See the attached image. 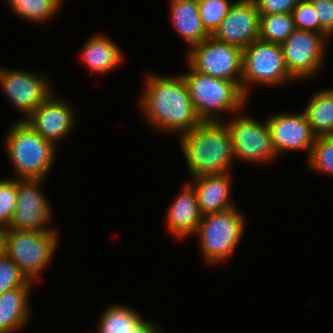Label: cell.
<instances>
[{
    "instance_id": "1",
    "label": "cell",
    "mask_w": 333,
    "mask_h": 333,
    "mask_svg": "<svg viewBox=\"0 0 333 333\" xmlns=\"http://www.w3.org/2000/svg\"><path fill=\"white\" fill-rule=\"evenodd\" d=\"M144 89L138 96V107L146 123L161 132L181 134L202 121L197 116L184 77L148 72Z\"/></svg>"
},
{
    "instance_id": "2",
    "label": "cell",
    "mask_w": 333,
    "mask_h": 333,
    "mask_svg": "<svg viewBox=\"0 0 333 333\" xmlns=\"http://www.w3.org/2000/svg\"><path fill=\"white\" fill-rule=\"evenodd\" d=\"M189 178L231 173L235 161L230 132L223 121L201 122L179 136Z\"/></svg>"
},
{
    "instance_id": "3",
    "label": "cell",
    "mask_w": 333,
    "mask_h": 333,
    "mask_svg": "<svg viewBox=\"0 0 333 333\" xmlns=\"http://www.w3.org/2000/svg\"><path fill=\"white\" fill-rule=\"evenodd\" d=\"M4 136L2 146L15 169L14 178L46 180L57 160L58 147L21 119L10 124Z\"/></svg>"
},
{
    "instance_id": "4",
    "label": "cell",
    "mask_w": 333,
    "mask_h": 333,
    "mask_svg": "<svg viewBox=\"0 0 333 333\" xmlns=\"http://www.w3.org/2000/svg\"><path fill=\"white\" fill-rule=\"evenodd\" d=\"M186 64L188 70L180 74L184 77L194 110L202 122L224 121L225 113L230 117L245 109L249 98L237 82L213 78Z\"/></svg>"
},
{
    "instance_id": "5",
    "label": "cell",
    "mask_w": 333,
    "mask_h": 333,
    "mask_svg": "<svg viewBox=\"0 0 333 333\" xmlns=\"http://www.w3.org/2000/svg\"><path fill=\"white\" fill-rule=\"evenodd\" d=\"M246 220L237 205L204 215L195 233L202 260L215 266L229 260L241 242Z\"/></svg>"
},
{
    "instance_id": "6",
    "label": "cell",
    "mask_w": 333,
    "mask_h": 333,
    "mask_svg": "<svg viewBox=\"0 0 333 333\" xmlns=\"http://www.w3.org/2000/svg\"><path fill=\"white\" fill-rule=\"evenodd\" d=\"M242 63L241 89L248 98L256 85L275 88L297 81L288 71L278 43L254 40L243 49Z\"/></svg>"
},
{
    "instance_id": "7",
    "label": "cell",
    "mask_w": 333,
    "mask_h": 333,
    "mask_svg": "<svg viewBox=\"0 0 333 333\" xmlns=\"http://www.w3.org/2000/svg\"><path fill=\"white\" fill-rule=\"evenodd\" d=\"M59 233L53 231L7 229L6 254L23 274L36 284L48 268L59 245Z\"/></svg>"
},
{
    "instance_id": "8",
    "label": "cell",
    "mask_w": 333,
    "mask_h": 333,
    "mask_svg": "<svg viewBox=\"0 0 333 333\" xmlns=\"http://www.w3.org/2000/svg\"><path fill=\"white\" fill-rule=\"evenodd\" d=\"M233 114L223 122L231 137L235 161L268 165L278 158L272 144L270 128L265 119L259 122L254 116L245 114L246 110Z\"/></svg>"
},
{
    "instance_id": "9",
    "label": "cell",
    "mask_w": 333,
    "mask_h": 333,
    "mask_svg": "<svg viewBox=\"0 0 333 333\" xmlns=\"http://www.w3.org/2000/svg\"><path fill=\"white\" fill-rule=\"evenodd\" d=\"M184 59L195 71L213 78L242 83L243 50L209 36L185 52Z\"/></svg>"
},
{
    "instance_id": "10",
    "label": "cell",
    "mask_w": 333,
    "mask_h": 333,
    "mask_svg": "<svg viewBox=\"0 0 333 333\" xmlns=\"http://www.w3.org/2000/svg\"><path fill=\"white\" fill-rule=\"evenodd\" d=\"M328 40L320 33L295 29L280 44L286 67L297 81L311 78L314 81L313 77L324 66Z\"/></svg>"
},
{
    "instance_id": "11",
    "label": "cell",
    "mask_w": 333,
    "mask_h": 333,
    "mask_svg": "<svg viewBox=\"0 0 333 333\" xmlns=\"http://www.w3.org/2000/svg\"><path fill=\"white\" fill-rule=\"evenodd\" d=\"M45 76V73L31 70L0 67V88L8 101L23 114L21 120H25L54 94L55 89Z\"/></svg>"
},
{
    "instance_id": "12",
    "label": "cell",
    "mask_w": 333,
    "mask_h": 333,
    "mask_svg": "<svg viewBox=\"0 0 333 333\" xmlns=\"http://www.w3.org/2000/svg\"><path fill=\"white\" fill-rule=\"evenodd\" d=\"M46 180L17 179L16 208L7 229L53 231L50 224L53 210L41 188Z\"/></svg>"
},
{
    "instance_id": "13",
    "label": "cell",
    "mask_w": 333,
    "mask_h": 333,
    "mask_svg": "<svg viewBox=\"0 0 333 333\" xmlns=\"http://www.w3.org/2000/svg\"><path fill=\"white\" fill-rule=\"evenodd\" d=\"M66 100L52 94L24 121L56 147L68 138L77 122L76 111Z\"/></svg>"
},
{
    "instance_id": "14",
    "label": "cell",
    "mask_w": 333,
    "mask_h": 333,
    "mask_svg": "<svg viewBox=\"0 0 333 333\" xmlns=\"http://www.w3.org/2000/svg\"><path fill=\"white\" fill-rule=\"evenodd\" d=\"M270 128L272 144L279 157L284 152L302 151L310 154L315 141V135L305 113H277L267 119Z\"/></svg>"
},
{
    "instance_id": "15",
    "label": "cell",
    "mask_w": 333,
    "mask_h": 333,
    "mask_svg": "<svg viewBox=\"0 0 333 333\" xmlns=\"http://www.w3.org/2000/svg\"><path fill=\"white\" fill-rule=\"evenodd\" d=\"M260 14L253 0H236L212 37L242 50L259 39Z\"/></svg>"
},
{
    "instance_id": "16",
    "label": "cell",
    "mask_w": 333,
    "mask_h": 333,
    "mask_svg": "<svg viewBox=\"0 0 333 333\" xmlns=\"http://www.w3.org/2000/svg\"><path fill=\"white\" fill-rule=\"evenodd\" d=\"M166 212L165 227L177 239H186L195 234L203 217L195 190L188 182L184 183Z\"/></svg>"
},
{
    "instance_id": "17",
    "label": "cell",
    "mask_w": 333,
    "mask_h": 333,
    "mask_svg": "<svg viewBox=\"0 0 333 333\" xmlns=\"http://www.w3.org/2000/svg\"><path fill=\"white\" fill-rule=\"evenodd\" d=\"M195 190L202 215L236 206L232 200V173L205 175L187 181Z\"/></svg>"
},
{
    "instance_id": "18",
    "label": "cell",
    "mask_w": 333,
    "mask_h": 333,
    "mask_svg": "<svg viewBox=\"0 0 333 333\" xmlns=\"http://www.w3.org/2000/svg\"><path fill=\"white\" fill-rule=\"evenodd\" d=\"M86 40L79 56L91 74L104 75L120 67L124 60V53L114 40L103 33L94 34Z\"/></svg>"
},
{
    "instance_id": "19",
    "label": "cell",
    "mask_w": 333,
    "mask_h": 333,
    "mask_svg": "<svg viewBox=\"0 0 333 333\" xmlns=\"http://www.w3.org/2000/svg\"><path fill=\"white\" fill-rule=\"evenodd\" d=\"M32 287H17L0 295V333L19 332L28 324L32 316L29 303Z\"/></svg>"
},
{
    "instance_id": "20",
    "label": "cell",
    "mask_w": 333,
    "mask_h": 333,
    "mask_svg": "<svg viewBox=\"0 0 333 333\" xmlns=\"http://www.w3.org/2000/svg\"><path fill=\"white\" fill-rule=\"evenodd\" d=\"M168 4L171 24L179 37L189 45L187 49L210 36L202 25L197 0H169Z\"/></svg>"
},
{
    "instance_id": "21",
    "label": "cell",
    "mask_w": 333,
    "mask_h": 333,
    "mask_svg": "<svg viewBox=\"0 0 333 333\" xmlns=\"http://www.w3.org/2000/svg\"><path fill=\"white\" fill-rule=\"evenodd\" d=\"M303 112L316 137L329 136L333 131V88L312 94Z\"/></svg>"
},
{
    "instance_id": "22",
    "label": "cell",
    "mask_w": 333,
    "mask_h": 333,
    "mask_svg": "<svg viewBox=\"0 0 333 333\" xmlns=\"http://www.w3.org/2000/svg\"><path fill=\"white\" fill-rule=\"evenodd\" d=\"M97 320L96 332L91 333H122L133 327L143 316L133 307L113 304L103 309Z\"/></svg>"
},
{
    "instance_id": "23",
    "label": "cell",
    "mask_w": 333,
    "mask_h": 333,
    "mask_svg": "<svg viewBox=\"0 0 333 333\" xmlns=\"http://www.w3.org/2000/svg\"><path fill=\"white\" fill-rule=\"evenodd\" d=\"M8 4L20 19L28 23L44 24L57 15L63 0H10Z\"/></svg>"
},
{
    "instance_id": "24",
    "label": "cell",
    "mask_w": 333,
    "mask_h": 333,
    "mask_svg": "<svg viewBox=\"0 0 333 333\" xmlns=\"http://www.w3.org/2000/svg\"><path fill=\"white\" fill-rule=\"evenodd\" d=\"M294 30L292 13L260 15V40L281 44Z\"/></svg>"
},
{
    "instance_id": "25",
    "label": "cell",
    "mask_w": 333,
    "mask_h": 333,
    "mask_svg": "<svg viewBox=\"0 0 333 333\" xmlns=\"http://www.w3.org/2000/svg\"><path fill=\"white\" fill-rule=\"evenodd\" d=\"M307 166L315 171L333 176V138L329 136L315 137L312 150L307 156Z\"/></svg>"
},
{
    "instance_id": "26",
    "label": "cell",
    "mask_w": 333,
    "mask_h": 333,
    "mask_svg": "<svg viewBox=\"0 0 333 333\" xmlns=\"http://www.w3.org/2000/svg\"><path fill=\"white\" fill-rule=\"evenodd\" d=\"M202 25L206 32L212 36L227 16L232 0H197Z\"/></svg>"
},
{
    "instance_id": "27",
    "label": "cell",
    "mask_w": 333,
    "mask_h": 333,
    "mask_svg": "<svg viewBox=\"0 0 333 333\" xmlns=\"http://www.w3.org/2000/svg\"><path fill=\"white\" fill-rule=\"evenodd\" d=\"M22 286H35L23 274L18 265L7 255L0 257V295L10 289Z\"/></svg>"
},
{
    "instance_id": "28",
    "label": "cell",
    "mask_w": 333,
    "mask_h": 333,
    "mask_svg": "<svg viewBox=\"0 0 333 333\" xmlns=\"http://www.w3.org/2000/svg\"><path fill=\"white\" fill-rule=\"evenodd\" d=\"M17 199V179H0V226L9 227L15 212Z\"/></svg>"
},
{
    "instance_id": "29",
    "label": "cell",
    "mask_w": 333,
    "mask_h": 333,
    "mask_svg": "<svg viewBox=\"0 0 333 333\" xmlns=\"http://www.w3.org/2000/svg\"><path fill=\"white\" fill-rule=\"evenodd\" d=\"M295 29L320 33V22L312 3L301 0L292 10Z\"/></svg>"
},
{
    "instance_id": "30",
    "label": "cell",
    "mask_w": 333,
    "mask_h": 333,
    "mask_svg": "<svg viewBox=\"0 0 333 333\" xmlns=\"http://www.w3.org/2000/svg\"><path fill=\"white\" fill-rule=\"evenodd\" d=\"M320 22V34L332 39L333 35V0H309Z\"/></svg>"
},
{
    "instance_id": "31",
    "label": "cell",
    "mask_w": 333,
    "mask_h": 333,
    "mask_svg": "<svg viewBox=\"0 0 333 333\" xmlns=\"http://www.w3.org/2000/svg\"><path fill=\"white\" fill-rule=\"evenodd\" d=\"M260 15L292 13L301 0H253Z\"/></svg>"
},
{
    "instance_id": "32",
    "label": "cell",
    "mask_w": 333,
    "mask_h": 333,
    "mask_svg": "<svg viewBox=\"0 0 333 333\" xmlns=\"http://www.w3.org/2000/svg\"><path fill=\"white\" fill-rule=\"evenodd\" d=\"M122 333H163V331L159 324L150 320H144L142 317L133 327Z\"/></svg>"
},
{
    "instance_id": "33",
    "label": "cell",
    "mask_w": 333,
    "mask_h": 333,
    "mask_svg": "<svg viewBox=\"0 0 333 333\" xmlns=\"http://www.w3.org/2000/svg\"><path fill=\"white\" fill-rule=\"evenodd\" d=\"M7 227L0 226V257L6 254Z\"/></svg>"
},
{
    "instance_id": "34",
    "label": "cell",
    "mask_w": 333,
    "mask_h": 333,
    "mask_svg": "<svg viewBox=\"0 0 333 333\" xmlns=\"http://www.w3.org/2000/svg\"><path fill=\"white\" fill-rule=\"evenodd\" d=\"M329 137L333 138V131H332V133L329 135Z\"/></svg>"
}]
</instances>
